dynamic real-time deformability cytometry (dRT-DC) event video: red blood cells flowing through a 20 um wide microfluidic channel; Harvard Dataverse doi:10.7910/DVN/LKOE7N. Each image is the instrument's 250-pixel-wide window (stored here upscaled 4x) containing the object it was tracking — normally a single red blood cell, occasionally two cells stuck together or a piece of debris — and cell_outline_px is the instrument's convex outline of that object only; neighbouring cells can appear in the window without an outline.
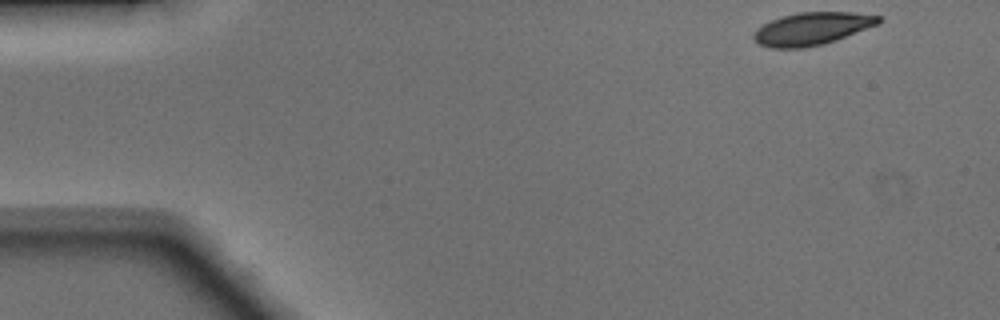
{"species": "Egyptian fruit bat (a non-hibernating species)", "species_latin": "Rousettus aegyptiacus", "temperature_condition": "warm", "stored_images_in_passage": 8, "camera_frame_rate_fps": 3000, "um_per_image_px": 0.085, "animal": {"sex": "male"}, "frame": {"image": 1, "passage_image": 1, "time_ms": 0.0, "image_size_px": [1000, 320], "cell_outline_px": [[880, 24], [836, 40], [824, 44], [804, 48], [772, 48], [760, 44], [752, 36], [756, 28], [772, 20], [784, 16], [800, 12], [852, 12], [880, 16]], "centroid_in_image_um": [69.04, 2.44], "position_along_channel_um": 16.0, "area_um2": 23.64}}